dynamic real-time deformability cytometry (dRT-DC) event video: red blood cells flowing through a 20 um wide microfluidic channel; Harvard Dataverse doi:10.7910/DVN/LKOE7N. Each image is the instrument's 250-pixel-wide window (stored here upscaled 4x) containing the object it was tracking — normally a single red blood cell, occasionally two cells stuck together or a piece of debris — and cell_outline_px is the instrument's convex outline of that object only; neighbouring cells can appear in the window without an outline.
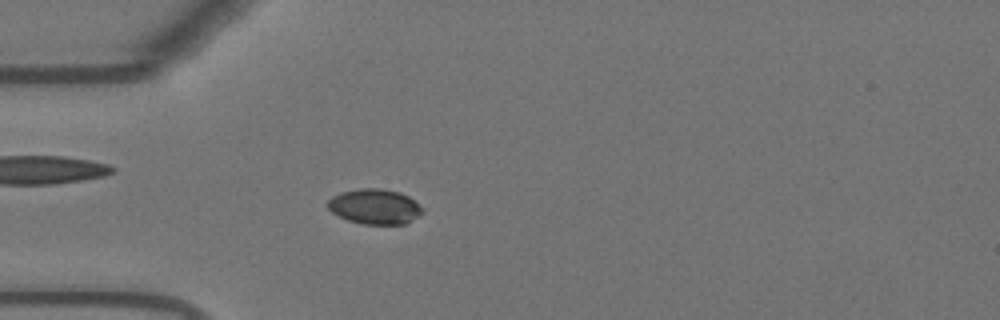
{"species": "Egyptian fruit bat (a non-hibernating species)", "species_latin": "Rousettus aegyptiacus", "temperature_condition": "warm", "stored_images_in_passage": 46, "camera_frame_rate_fps": 3000, "um_per_image_px": 0.085, "animal": {"sex": "female"}, "frame": {"image": 1, "passage_image": 7, "time_ms": 2.0, "image_size_px": [1000, 320], "cell_outline_px": [[424, 212], [404, 224], [364, 224], [348, 220], [332, 212], [328, 208], [328, 200], [332, 196], [340, 192], [360, 188], [380, 188], [400, 192], [408, 196], [424, 208]], "centroid_in_image_um": [31.86, 17.54], "position_along_channel_um": 53.1, "area_um2": 19.36}}
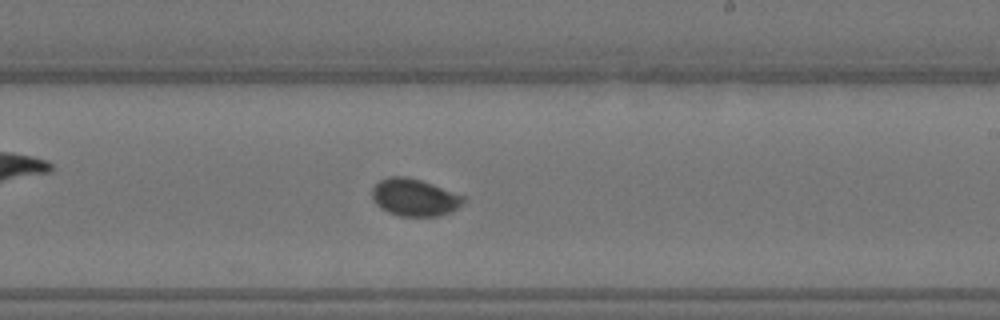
{"frame": {"image": 2, "passage_image": 24, "time_ms": 7.667, "image_size_px": [1000, 320], "cell_outline_px": [[464, 200], [456, 208], [440, 216], [400, 216], [388, 212], [380, 208], [372, 200], [372, 188], [380, 180], [388, 176], [408, 176], [432, 184], [464, 196]], "centroid_in_image_um": [35.17, 16.77], "position_along_channel_um": 253.8, "area_um2": 19.71}}
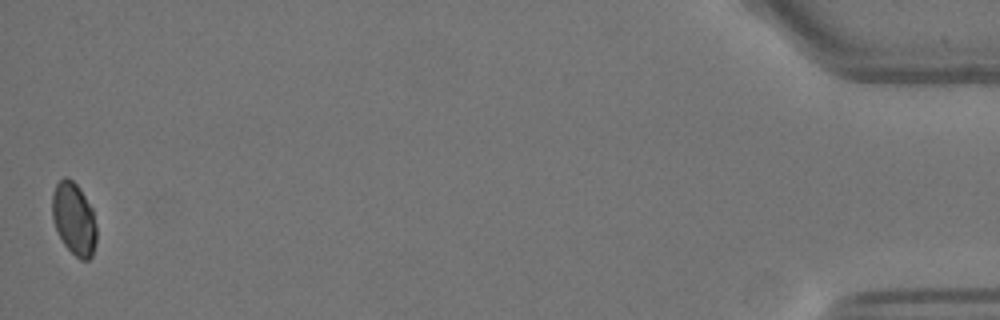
{"frame": {"image": 3, "passage_image": 46, "time_ms": 15.0, "image_size_px": [1000, 320], "cell_outline_px": [[96, 240], [92, 256], [88, 260], [80, 260], [64, 244], [56, 228], [52, 216], [52, 192], [56, 184], [64, 176], [68, 176], [80, 188], [92, 208], [96, 228]], "centroid_in_image_um": [6.28, 18.57], "position_along_channel_um": 428.9, "area_um2": 18.67}, "authors_computed_cell_mechanics": {"area_um2": 19.2763, "velocity_mm_per_s": 3.6713, "shape_relaxation_time_tau1_ms": 3.536, "shape_relaxation_time_tau2_ms": null, "deformation_change_tau1": 0.1368, "deformation_change_tau2": null}}